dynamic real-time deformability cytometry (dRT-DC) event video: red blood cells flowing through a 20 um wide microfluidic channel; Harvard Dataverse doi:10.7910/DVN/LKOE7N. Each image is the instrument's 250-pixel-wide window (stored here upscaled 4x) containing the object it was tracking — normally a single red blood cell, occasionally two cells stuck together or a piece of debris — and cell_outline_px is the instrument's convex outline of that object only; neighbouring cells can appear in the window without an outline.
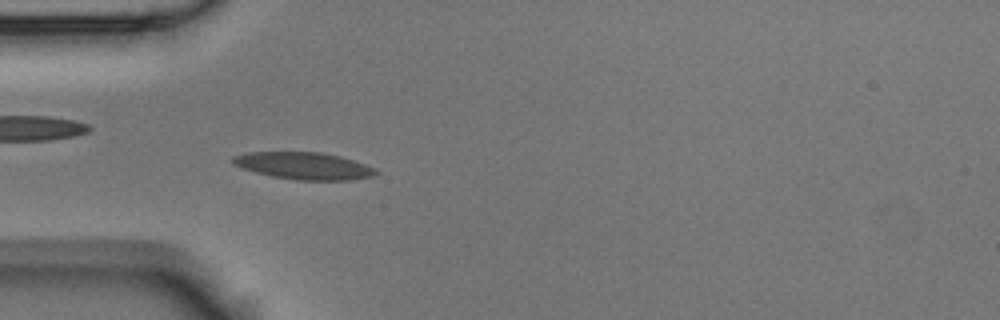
{"species": "Egyptian fruit bat (a non-hibernating species)", "species_latin": "Rousettus aegyptiacus", "temperature_condition": "room temperature", "stored_images_in_passage": 4, "camera_frame_rate_fps": 3000, "um_per_image_px": 0.085, "animal": {"sex": "male"}, "frame": {"image": 1, "passage_image": 4, "time_ms": 1.0, "image_size_px": [1000, 320], "cell_outline_px": [[380, 172], [372, 176], [348, 180], [296, 180], [272, 176], [240, 168], [232, 164], [232, 156], [248, 152], [320, 152], [340, 156], [376, 168]], "centroid_in_image_um": [25.8, 14.09], "position_along_channel_um": 59.2, "area_um2": 22.6}}